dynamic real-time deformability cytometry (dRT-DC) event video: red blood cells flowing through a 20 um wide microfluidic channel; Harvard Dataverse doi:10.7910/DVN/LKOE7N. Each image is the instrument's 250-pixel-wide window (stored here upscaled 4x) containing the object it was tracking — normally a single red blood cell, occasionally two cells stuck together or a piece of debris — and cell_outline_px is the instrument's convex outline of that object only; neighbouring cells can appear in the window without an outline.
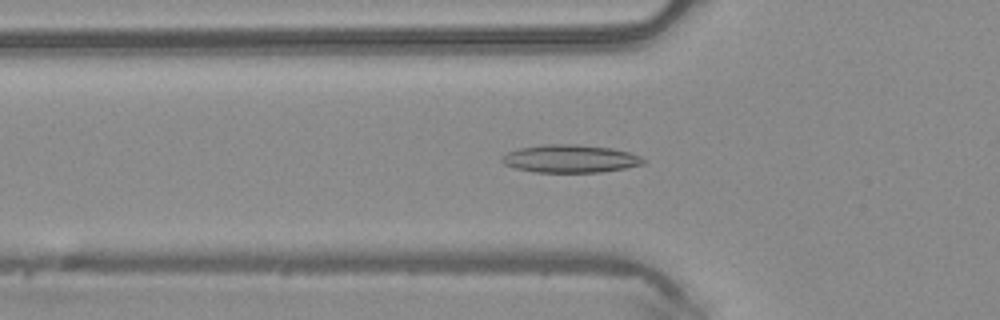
{"species": "common noctule bat (a hibernating species)", "species_latin": "Nyctalus noctula", "temperature_condition": "warm", "stored_images_in_passage": 49, "camera_frame_rate_fps": 3000, "um_per_image_px": 0.085, "animal": {"sex": "male", "body_mass_g": 20.4}, "frame": {"image": 1, "passage_image": 17, "time_ms": 5.333, "image_size_px": [1000, 320], "cell_outline_px": [[648, 160], [644, 164], [624, 168], [600, 172], [536, 172], [512, 168], [504, 164], [500, 160], [500, 156], [508, 152], [520, 148], [544, 144], [576, 144], [612, 148], [628, 152], [640, 156]], "centroid_in_image_um": [48.45, 13.49], "position_along_channel_um": 77.4, "area_um2": 23.12}}
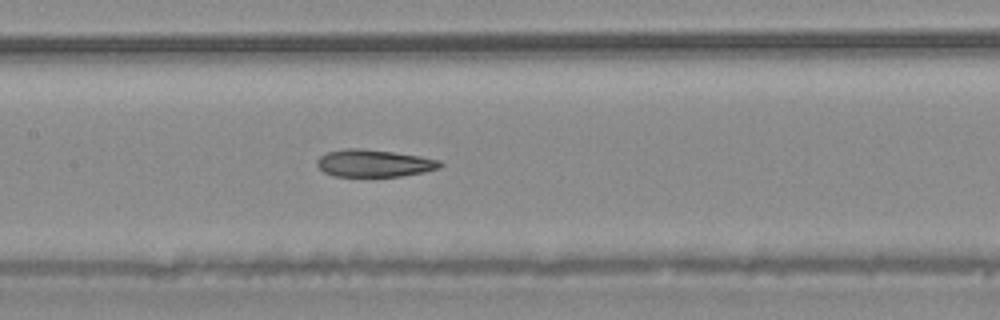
{"frame": {"image": 2, "passage_image": 24, "time_ms": 7.667, "image_size_px": [1000, 320], "cell_outline_px": [[444, 164], [440, 168], [424, 172], [400, 176], [336, 176], [324, 172], [316, 164], [316, 160], [320, 156], [328, 152], [344, 148], [360, 148], [392, 152], [420, 156], [440, 160]], "centroid_in_image_um": [31.8, 13.87], "position_along_channel_um": 175.6, "area_um2": 19.54}}
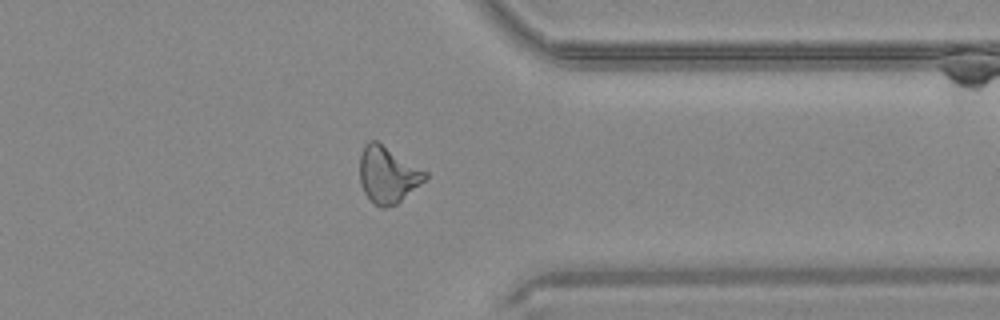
{"frame": {"image": 3, "passage_image": 39, "time_ms": 12.667, "image_size_px": [1000, 320], "cell_outline_px": [[428, 176], [420, 184], [396, 204], [384, 208], [380, 208], [364, 192], [360, 184], [360, 152], [364, 144], [368, 140], [376, 140], [428, 172]], "centroid_in_image_um": [32.94, 14.82], "position_along_channel_um": 378.5, "area_um2": 21.39}, "authors_computed_cell_mechanics": {"area_um2": 21.1548, "velocity_mm_per_s": 4.1612, "shape_relaxation_time_tau1_ms": 8.1505, "shape_relaxation_time_tau2_ms": 2.3538, "deformation_change_tau1": 0.215, "deformation_change_tau2": 0.1076}}